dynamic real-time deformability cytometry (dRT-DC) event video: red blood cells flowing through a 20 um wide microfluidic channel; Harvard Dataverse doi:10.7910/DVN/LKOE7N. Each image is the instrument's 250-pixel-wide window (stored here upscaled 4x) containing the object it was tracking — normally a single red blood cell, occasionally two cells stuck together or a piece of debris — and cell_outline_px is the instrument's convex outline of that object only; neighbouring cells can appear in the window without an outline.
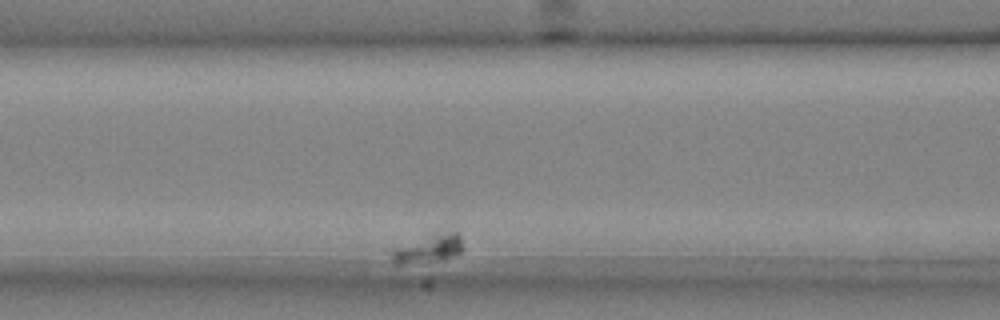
{"species": "common noctule bat (a hibernating species)", "species_latin": "Nyctalus noctula", "temperature_condition": "cold", "stored_images_in_passage": 7, "segment_of_instrument_passage": [2, 2], "camera_frame_rate_fps": 3000, "um_per_image_px": 0.085, "animal": {"sex": "male", "body_mass_g": 20.4}, "frame": {"image": 1, "passage_image": 7, "time_ms": 2.0, "image_size_px": [1000, 320], "cell_outline_px": [[464, 252], [460, 256], [404, 260], [392, 260], [388, 252], [392, 248], [432, 236], [452, 232], [456, 232], [460, 236], [464, 248]], "centroid_in_image_um": [36.54, 21.08], "position_along_channel_um": 130.1, "area_um2": 10.23}}